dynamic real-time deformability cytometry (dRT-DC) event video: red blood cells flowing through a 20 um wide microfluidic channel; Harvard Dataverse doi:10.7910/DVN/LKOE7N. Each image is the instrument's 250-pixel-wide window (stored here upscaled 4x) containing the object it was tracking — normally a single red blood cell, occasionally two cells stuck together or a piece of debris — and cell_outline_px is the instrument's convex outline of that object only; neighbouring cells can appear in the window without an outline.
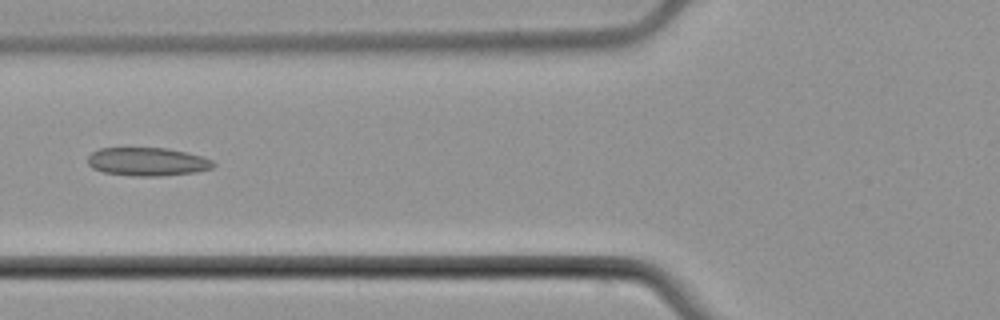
{"species": "common noctule bat (a hibernating species)", "species_latin": "Nyctalus noctula", "temperature_condition": "cold", "stored_images_in_passage": 5, "camera_frame_rate_fps": 3000, "um_per_image_px": 0.085, "animal": {"sex": "male", "body_mass_g": 21.5, "forearm_length_mm": 52.0}, "frame": {"image": 1, "passage_image": 3, "time_ms": 2.667, "image_size_px": [1000, 320], "cell_outline_px": [[216, 164], [212, 168], [196, 172], [160, 176], [132, 176], [104, 172], [92, 168], [88, 164], [88, 156], [92, 152], [100, 148], [168, 148], [200, 156], [212, 160]], "centroid_in_image_um": [12.51, 13.75], "position_along_channel_um": 113.3, "area_um2": 20.69}}
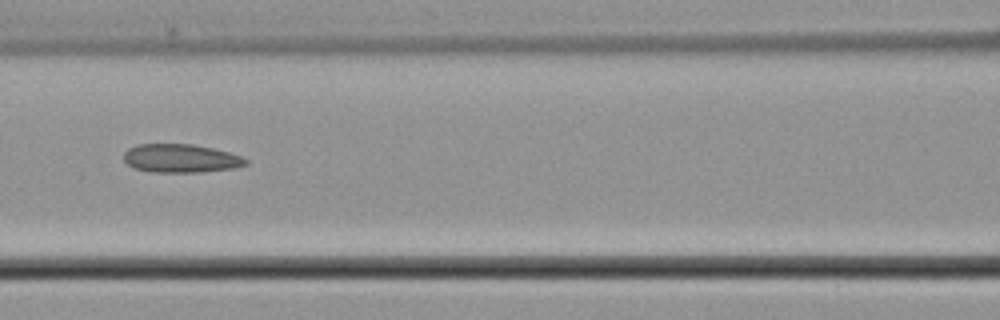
{"frame": {"image": 2, "passage_image": 4, "time_ms": 3.667, "image_size_px": [1000, 320], "cell_outline_px": [[248, 164], [236, 168], [200, 172], [152, 172], [132, 168], [124, 160], [124, 152], [128, 148], [136, 144], [192, 144], [212, 148], [228, 152], [240, 156], [248, 160]], "centroid_in_image_um": [15.35, 13.46], "position_along_channel_um": 151.3, "area_um2": 20.35}}
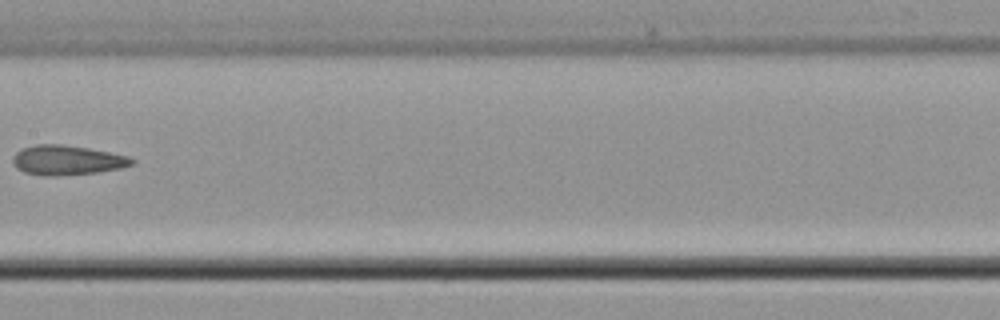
{"frame": {"image": 3, "passage_image": 5, "time_ms": 5.0, "image_size_px": [1000, 320], "cell_outline_px": [[136, 160], [132, 164], [120, 168], [96, 172], [52, 176], [48, 176], [24, 172], [16, 168], [12, 164], [12, 156], [16, 152], [24, 148], [36, 144], [60, 144], [88, 148], [128, 156]], "centroid_in_image_um": [5.66, 13.61], "position_along_channel_um": 201.7, "area_um2": 20.4}}